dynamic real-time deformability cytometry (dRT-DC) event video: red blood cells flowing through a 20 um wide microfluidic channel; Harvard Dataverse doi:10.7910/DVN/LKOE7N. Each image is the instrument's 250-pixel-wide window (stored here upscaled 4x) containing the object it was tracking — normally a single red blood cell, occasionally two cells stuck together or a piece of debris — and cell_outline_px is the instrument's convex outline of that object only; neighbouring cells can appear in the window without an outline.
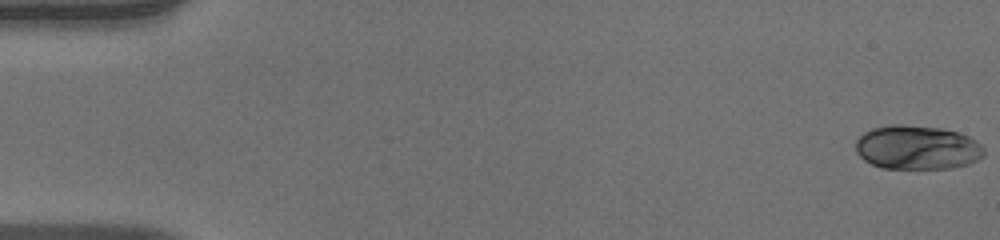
{"species": "human", "species_latin": "Homo sapiens", "temperature_condition": "warm", "stored_images_in_passage": 52, "camera_frame_rate_fps": 3000, "um_per_image_px": 0.085, "donor": {"sex": "male"}, "frame": {"image": 1, "passage_image": 1, "time_ms": 0.0, "image_size_px": [1000, 240], "cell_outline_px": [[984, 156], [968, 164], [952, 168], [880, 168], [864, 160], [856, 152], [856, 140], [864, 132], [872, 128], [892, 124], [900, 124], [940, 128], [956, 132], [968, 136], [976, 140], [984, 148]], "centroid_in_image_um": [77.95, 12.53], "position_along_channel_um": 7.1, "area_um2": 32.95}}
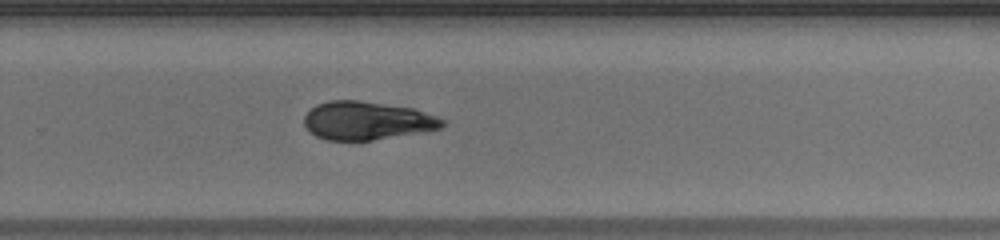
{"frame": {"image": 2, "passage_image": 35, "time_ms": 11.333, "image_size_px": [1000, 240], "cell_outline_px": [[444, 124], [440, 128], [428, 132], [372, 140], [324, 140], [316, 136], [304, 124], [304, 116], [316, 104], [328, 100], [360, 100], [412, 108], [436, 116], [444, 120]], "centroid_in_image_um": [31.2, 10.26], "position_along_channel_um": 298.6, "area_um2": 30.92}}
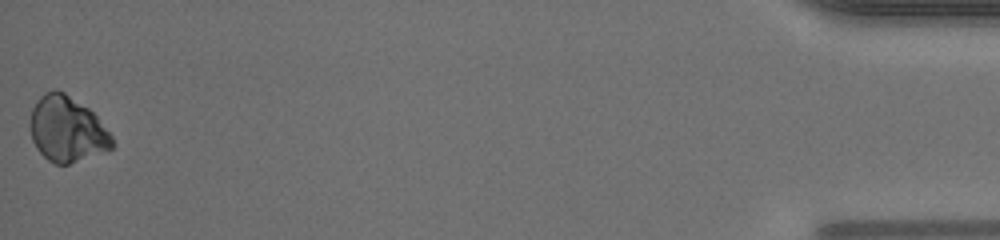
{"frame": {"image": 3, "passage_image": 52, "time_ms": 17.0, "image_size_px": [1000, 240], "cell_outline_px": [[116, 144], [108, 152], [68, 164], [56, 164], [48, 160], [36, 148], [32, 140], [28, 128], [28, 124], [32, 108], [36, 100], [44, 92], [52, 88], [56, 88], [64, 92], [88, 108], [96, 116], [112, 136]], "centroid_in_image_um": [5.68, 10.98], "position_along_channel_um": 429.5, "area_um2": 31.91}}